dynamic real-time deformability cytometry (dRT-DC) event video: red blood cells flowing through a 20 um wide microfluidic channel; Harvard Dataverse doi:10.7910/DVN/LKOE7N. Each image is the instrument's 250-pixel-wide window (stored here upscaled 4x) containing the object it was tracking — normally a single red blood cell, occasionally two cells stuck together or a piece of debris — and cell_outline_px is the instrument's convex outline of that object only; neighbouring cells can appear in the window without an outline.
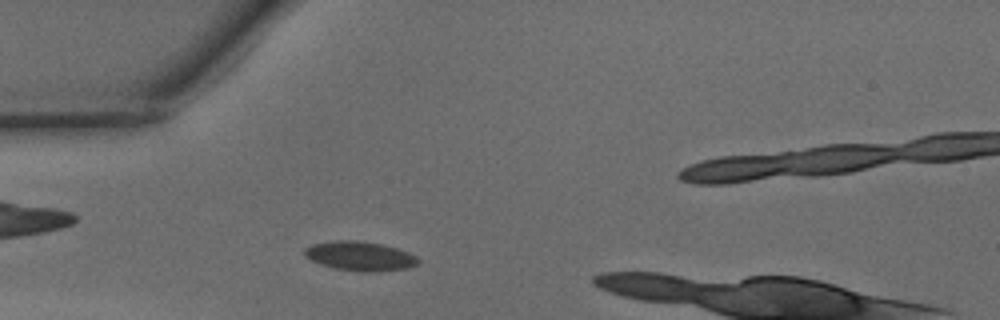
{"species": "common noctule bat (a hibernating species)", "species_latin": "Nyctalus noctula", "temperature_condition": "warm", "stored_images_in_passage": 35, "camera_frame_rate_fps": 3000, "um_per_image_px": 0.085, "animal": {"sex": "male", "body_mass_g": 15.6}, "frame": {"image": 1, "passage_image": 7, "time_ms": 2.0, "image_size_px": [1000, 320], "cell_outline_px": [[420, 264], [408, 268], [376, 272], [364, 272], [336, 268], [320, 264], [304, 256], [304, 248], [312, 244], [332, 240], [360, 240], [380, 244], [396, 248], [408, 252], [416, 256], [420, 260]], "centroid_in_image_um": [30.61, 21.76], "position_along_channel_um": 54.4, "area_um2": 19.54}}
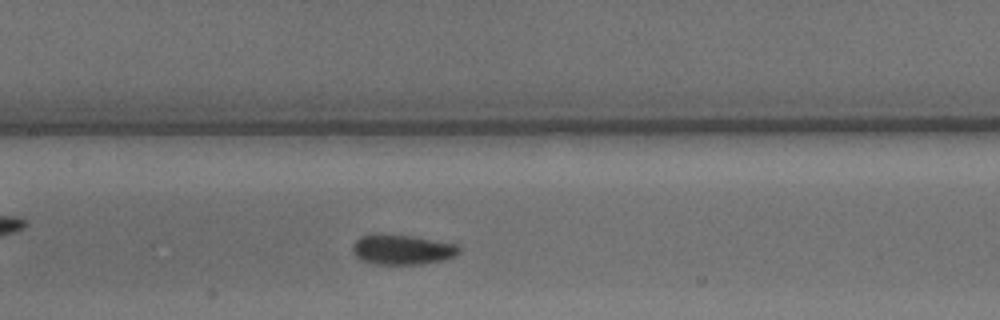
{"frame": {"image": 2, "passage_image": 16, "time_ms": 5.0, "image_size_px": [1000, 320], "cell_outline_px": [[460, 252], [444, 260], [420, 264], [372, 264], [360, 260], [356, 256], [352, 248], [352, 244], [360, 236], [412, 236], [456, 244], [460, 248]], "centroid_in_image_um": [34.19, 21.25], "position_along_channel_um": 173.2, "area_um2": 18.09}}
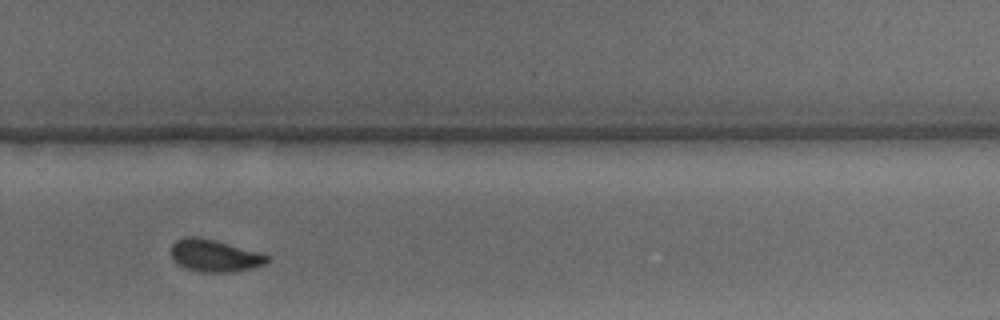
{"frame": {"image": 3, "passage_image": 26, "time_ms": 8.333, "image_size_px": [1000, 320], "cell_outline_px": [[268, 260], [264, 264], [252, 268], [232, 272], [200, 272], [184, 268], [176, 264], [172, 260], [172, 244], [176, 240], [184, 236], [200, 236], [216, 240], [256, 252], [268, 256]], "centroid_in_image_um": [18.16, 21.73], "position_along_channel_um": 311.6, "area_um2": 18.03}}